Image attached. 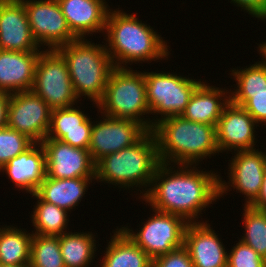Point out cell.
Listing matches in <instances>:
<instances>
[{
  "mask_svg": "<svg viewBox=\"0 0 266 267\" xmlns=\"http://www.w3.org/2000/svg\"><path fill=\"white\" fill-rule=\"evenodd\" d=\"M169 165L158 164L151 183L154 187L148 188L141 198L152 210L180 215L188 223H195L199 213L220 198V176L211 171H198L192 165H178L180 170L176 172Z\"/></svg>",
  "mask_w": 266,
  "mask_h": 267,
  "instance_id": "6da1fadb",
  "label": "cell"
},
{
  "mask_svg": "<svg viewBox=\"0 0 266 267\" xmlns=\"http://www.w3.org/2000/svg\"><path fill=\"white\" fill-rule=\"evenodd\" d=\"M161 163L197 165L200 159L219 154L216 126L169 116L160 119L153 127Z\"/></svg>",
  "mask_w": 266,
  "mask_h": 267,
  "instance_id": "7a4b0ae2",
  "label": "cell"
},
{
  "mask_svg": "<svg viewBox=\"0 0 266 267\" xmlns=\"http://www.w3.org/2000/svg\"><path fill=\"white\" fill-rule=\"evenodd\" d=\"M105 31L109 44H106V51L115 67H127L130 62L137 64L140 61L168 59L169 46L166 41L134 14H127L119 8L110 10Z\"/></svg>",
  "mask_w": 266,
  "mask_h": 267,
  "instance_id": "3957f363",
  "label": "cell"
},
{
  "mask_svg": "<svg viewBox=\"0 0 266 267\" xmlns=\"http://www.w3.org/2000/svg\"><path fill=\"white\" fill-rule=\"evenodd\" d=\"M159 163L156 137L148 131L134 145L100 159L95 164V179L125 189L151 187Z\"/></svg>",
  "mask_w": 266,
  "mask_h": 267,
  "instance_id": "277c9868",
  "label": "cell"
},
{
  "mask_svg": "<svg viewBox=\"0 0 266 267\" xmlns=\"http://www.w3.org/2000/svg\"><path fill=\"white\" fill-rule=\"evenodd\" d=\"M77 39L57 51L68 65L69 75L77 97L87 96L97 105L103 98L112 72L113 62L106 45Z\"/></svg>",
  "mask_w": 266,
  "mask_h": 267,
  "instance_id": "5b68a950",
  "label": "cell"
},
{
  "mask_svg": "<svg viewBox=\"0 0 266 267\" xmlns=\"http://www.w3.org/2000/svg\"><path fill=\"white\" fill-rule=\"evenodd\" d=\"M96 106L103 115L131 119L142 124L148 131L153 130L152 120H146L143 116L150 114L143 72L127 67H114L104 96Z\"/></svg>",
  "mask_w": 266,
  "mask_h": 267,
  "instance_id": "8992f818",
  "label": "cell"
},
{
  "mask_svg": "<svg viewBox=\"0 0 266 267\" xmlns=\"http://www.w3.org/2000/svg\"><path fill=\"white\" fill-rule=\"evenodd\" d=\"M32 91L53 109L75 105L78 97L66 60L57 50H43L36 63Z\"/></svg>",
  "mask_w": 266,
  "mask_h": 267,
  "instance_id": "52a82bcc",
  "label": "cell"
},
{
  "mask_svg": "<svg viewBox=\"0 0 266 267\" xmlns=\"http://www.w3.org/2000/svg\"><path fill=\"white\" fill-rule=\"evenodd\" d=\"M144 75L150 113L160 114L162 117L152 119L154 120L153 127L160 119L181 116L191 95L201 83L199 80L173 75L169 72H144Z\"/></svg>",
  "mask_w": 266,
  "mask_h": 267,
  "instance_id": "ba28073f",
  "label": "cell"
},
{
  "mask_svg": "<svg viewBox=\"0 0 266 267\" xmlns=\"http://www.w3.org/2000/svg\"><path fill=\"white\" fill-rule=\"evenodd\" d=\"M155 214L149 218L139 232L135 233L126 227L121 229L148 256L155 258L184 246V233L188 222L180 215L153 210Z\"/></svg>",
  "mask_w": 266,
  "mask_h": 267,
  "instance_id": "9c48e42d",
  "label": "cell"
},
{
  "mask_svg": "<svg viewBox=\"0 0 266 267\" xmlns=\"http://www.w3.org/2000/svg\"><path fill=\"white\" fill-rule=\"evenodd\" d=\"M27 12L32 35L39 46L57 50L77 40L70 31L57 0H21Z\"/></svg>",
  "mask_w": 266,
  "mask_h": 267,
  "instance_id": "30bf717a",
  "label": "cell"
},
{
  "mask_svg": "<svg viewBox=\"0 0 266 267\" xmlns=\"http://www.w3.org/2000/svg\"><path fill=\"white\" fill-rule=\"evenodd\" d=\"M52 109L32 90L10 94L7 127L41 143L50 127Z\"/></svg>",
  "mask_w": 266,
  "mask_h": 267,
  "instance_id": "8fae6325",
  "label": "cell"
},
{
  "mask_svg": "<svg viewBox=\"0 0 266 267\" xmlns=\"http://www.w3.org/2000/svg\"><path fill=\"white\" fill-rule=\"evenodd\" d=\"M102 117L103 120L92 126L88 149L95 164L108 154L134 145L148 132L142 124L131 119Z\"/></svg>",
  "mask_w": 266,
  "mask_h": 267,
  "instance_id": "7c38bea8",
  "label": "cell"
},
{
  "mask_svg": "<svg viewBox=\"0 0 266 267\" xmlns=\"http://www.w3.org/2000/svg\"><path fill=\"white\" fill-rule=\"evenodd\" d=\"M229 163V182L219 177V197L227 193L230 186L246 195L244 205L250 206L259 196L266 173V153L254 150L235 152ZM230 185V186H229Z\"/></svg>",
  "mask_w": 266,
  "mask_h": 267,
  "instance_id": "4fadbf2b",
  "label": "cell"
},
{
  "mask_svg": "<svg viewBox=\"0 0 266 267\" xmlns=\"http://www.w3.org/2000/svg\"><path fill=\"white\" fill-rule=\"evenodd\" d=\"M41 145L46 155V175L50 178H95V163L89 150L60 140L45 138Z\"/></svg>",
  "mask_w": 266,
  "mask_h": 267,
  "instance_id": "5bb4252c",
  "label": "cell"
},
{
  "mask_svg": "<svg viewBox=\"0 0 266 267\" xmlns=\"http://www.w3.org/2000/svg\"><path fill=\"white\" fill-rule=\"evenodd\" d=\"M257 122L239 105L229 101L216 125V141L219 152L226 150H254Z\"/></svg>",
  "mask_w": 266,
  "mask_h": 267,
  "instance_id": "9a60e30c",
  "label": "cell"
},
{
  "mask_svg": "<svg viewBox=\"0 0 266 267\" xmlns=\"http://www.w3.org/2000/svg\"><path fill=\"white\" fill-rule=\"evenodd\" d=\"M34 39L21 0H0V49L42 52Z\"/></svg>",
  "mask_w": 266,
  "mask_h": 267,
  "instance_id": "2e32d148",
  "label": "cell"
},
{
  "mask_svg": "<svg viewBox=\"0 0 266 267\" xmlns=\"http://www.w3.org/2000/svg\"><path fill=\"white\" fill-rule=\"evenodd\" d=\"M217 236L206 221L187 224L184 247L194 267H227L228 253Z\"/></svg>",
  "mask_w": 266,
  "mask_h": 267,
  "instance_id": "e0dca14e",
  "label": "cell"
},
{
  "mask_svg": "<svg viewBox=\"0 0 266 267\" xmlns=\"http://www.w3.org/2000/svg\"><path fill=\"white\" fill-rule=\"evenodd\" d=\"M72 34L77 39L103 32L109 13L105 0H57Z\"/></svg>",
  "mask_w": 266,
  "mask_h": 267,
  "instance_id": "ac0fdd59",
  "label": "cell"
},
{
  "mask_svg": "<svg viewBox=\"0 0 266 267\" xmlns=\"http://www.w3.org/2000/svg\"><path fill=\"white\" fill-rule=\"evenodd\" d=\"M40 53L0 49V92L12 94L32 90Z\"/></svg>",
  "mask_w": 266,
  "mask_h": 267,
  "instance_id": "d6986e66",
  "label": "cell"
},
{
  "mask_svg": "<svg viewBox=\"0 0 266 267\" xmlns=\"http://www.w3.org/2000/svg\"><path fill=\"white\" fill-rule=\"evenodd\" d=\"M1 171L8 174L16 187L34 194L46 177V155L43 146L41 143H33L5 164Z\"/></svg>",
  "mask_w": 266,
  "mask_h": 267,
  "instance_id": "ffe728a7",
  "label": "cell"
},
{
  "mask_svg": "<svg viewBox=\"0 0 266 267\" xmlns=\"http://www.w3.org/2000/svg\"><path fill=\"white\" fill-rule=\"evenodd\" d=\"M223 89L201 82L191 95L182 117L186 120L216 126L230 96ZM226 94V96H223ZM224 97V98H222ZM222 100V101H221ZM224 101V102H223Z\"/></svg>",
  "mask_w": 266,
  "mask_h": 267,
  "instance_id": "44dd1931",
  "label": "cell"
},
{
  "mask_svg": "<svg viewBox=\"0 0 266 267\" xmlns=\"http://www.w3.org/2000/svg\"><path fill=\"white\" fill-rule=\"evenodd\" d=\"M92 179L95 178L55 179L46 175L35 194L41 200L55 204L68 212L80 204L79 201L81 202Z\"/></svg>",
  "mask_w": 266,
  "mask_h": 267,
  "instance_id": "7402d4cb",
  "label": "cell"
},
{
  "mask_svg": "<svg viewBox=\"0 0 266 267\" xmlns=\"http://www.w3.org/2000/svg\"><path fill=\"white\" fill-rule=\"evenodd\" d=\"M111 237L100 267H152V259L121 228Z\"/></svg>",
  "mask_w": 266,
  "mask_h": 267,
  "instance_id": "603a6c76",
  "label": "cell"
},
{
  "mask_svg": "<svg viewBox=\"0 0 266 267\" xmlns=\"http://www.w3.org/2000/svg\"><path fill=\"white\" fill-rule=\"evenodd\" d=\"M92 232H66L59 236V245L65 267H89L96 249Z\"/></svg>",
  "mask_w": 266,
  "mask_h": 267,
  "instance_id": "cb8c5ba5",
  "label": "cell"
},
{
  "mask_svg": "<svg viewBox=\"0 0 266 267\" xmlns=\"http://www.w3.org/2000/svg\"><path fill=\"white\" fill-rule=\"evenodd\" d=\"M33 234L14 226L0 228V264L29 265Z\"/></svg>",
  "mask_w": 266,
  "mask_h": 267,
  "instance_id": "d4e9b609",
  "label": "cell"
},
{
  "mask_svg": "<svg viewBox=\"0 0 266 267\" xmlns=\"http://www.w3.org/2000/svg\"><path fill=\"white\" fill-rule=\"evenodd\" d=\"M232 76L238 86L229 96L236 105L242 106L250 98V93L266 92V64L262 60L245 69L234 68Z\"/></svg>",
  "mask_w": 266,
  "mask_h": 267,
  "instance_id": "484cf974",
  "label": "cell"
},
{
  "mask_svg": "<svg viewBox=\"0 0 266 267\" xmlns=\"http://www.w3.org/2000/svg\"><path fill=\"white\" fill-rule=\"evenodd\" d=\"M32 196L38 199L31 219L36 230L33 234L60 236L66 233L68 212L55 204L41 200L35 193Z\"/></svg>",
  "mask_w": 266,
  "mask_h": 267,
  "instance_id": "4316f807",
  "label": "cell"
},
{
  "mask_svg": "<svg viewBox=\"0 0 266 267\" xmlns=\"http://www.w3.org/2000/svg\"><path fill=\"white\" fill-rule=\"evenodd\" d=\"M29 266L65 267L59 245V236L33 234Z\"/></svg>",
  "mask_w": 266,
  "mask_h": 267,
  "instance_id": "83f0119b",
  "label": "cell"
},
{
  "mask_svg": "<svg viewBox=\"0 0 266 267\" xmlns=\"http://www.w3.org/2000/svg\"><path fill=\"white\" fill-rule=\"evenodd\" d=\"M245 234L241 241L253 248L266 261V213L251 206H244Z\"/></svg>",
  "mask_w": 266,
  "mask_h": 267,
  "instance_id": "f1b7e54d",
  "label": "cell"
},
{
  "mask_svg": "<svg viewBox=\"0 0 266 267\" xmlns=\"http://www.w3.org/2000/svg\"><path fill=\"white\" fill-rule=\"evenodd\" d=\"M34 142L9 127L0 129V169L11 159L27 150Z\"/></svg>",
  "mask_w": 266,
  "mask_h": 267,
  "instance_id": "f546056e",
  "label": "cell"
},
{
  "mask_svg": "<svg viewBox=\"0 0 266 267\" xmlns=\"http://www.w3.org/2000/svg\"><path fill=\"white\" fill-rule=\"evenodd\" d=\"M90 119L91 118L87 117L83 121V129L49 130L46 138L60 140L61 142L69 144L73 147L88 150L93 126V122Z\"/></svg>",
  "mask_w": 266,
  "mask_h": 267,
  "instance_id": "4dcf8cb0",
  "label": "cell"
},
{
  "mask_svg": "<svg viewBox=\"0 0 266 267\" xmlns=\"http://www.w3.org/2000/svg\"><path fill=\"white\" fill-rule=\"evenodd\" d=\"M74 106L57 108L51 111L49 130L83 129V121L87 116Z\"/></svg>",
  "mask_w": 266,
  "mask_h": 267,
  "instance_id": "1f68e13d",
  "label": "cell"
},
{
  "mask_svg": "<svg viewBox=\"0 0 266 267\" xmlns=\"http://www.w3.org/2000/svg\"><path fill=\"white\" fill-rule=\"evenodd\" d=\"M227 267H266V261L241 240L228 253Z\"/></svg>",
  "mask_w": 266,
  "mask_h": 267,
  "instance_id": "d6a6232c",
  "label": "cell"
},
{
  "mask_svg": "<svg viewBox=\"0 0 266 267\" xmlns=\"http://www.w3.org/2000/svg\"><path fill=\"white\" fill-rule=\"evenodd\" d=\"M152 267H194L189 251L183 246L152 260Z\"/></svg>",
  "mask_w": 266,
  "mask_h": 267,
  "instance_id": "836d02e7",
  "label": "cell"
},
{
  "mask_svg": "<svg viewBox=\"0 0 266 267\" xmlns=\"http://www.w3.org/2000/svg\"><path fill=\"white\" fill-rule=\"evenodd\" d=\"M257 122L266 124V92L250 93V98L242 105Z\"/></svg>",
  "mask_w": 266,
  "mask_h": 267,
  "instance_id": "e575fe53",
  "label": "cell"
},
{
  "mask_svg": "<svg viewBox=\"0 0 266 267\" xmlns=\"http://www.w3.org/2000/svg\"><path fill=\"white\" fill-rule=\"evenodd\" d=\"M234 5L242 7L241 9L249 12L252 17L259 18L261 20L266 19V0H231Z\"/></svg>",
  "mask_w": 266,
  "mask_h": 267,
  "instance_id": "d590c367",
  "label": "cell"
},
{
  "mask_svg": "<svg viewBox=\"0 0 266 267\" xmlns=\"http://www.w3.org/2000/svg\"><path fill=\"white\" fill-rule=\"evenodd\" d=\"M10 94L0 92V129L7 126V107Z\"/></svg>",
  "mask_w": 266,
  "mask_h": 267,
  "instance_id": "8d00e7d4",
  "label": "cell"
},
{
  "mask_svg": "<svg viewBox=\"0 0 266 267\" xmlns=\"http://www.w3.org/2000/svg\"><path fill=\"white\" fill-rule=\"evenodd\" d=\"M251 207L264 210L266 208V173L258 198L250 205Z\"/></svg>",
  "mask_w": 266,
  "mask_h": 267,
  "instance_id": "74e56055",
  "label": "cell"
},
{
  "mask_svg": "<svg viewBox=\"0 0 266 267\" xmlns=\"http://www.w3.org/2000/svg\"><path fill=\"white\" fill-rule=\"evenodd\" d=\"M263 44H260L259 45V54H261L262 56V60L263 62L266 64V41L265 42H262Z\"/></svg>",
  "mask_w": 266,
  "mask_h": 267,
  "instance_id": "f35d334b",
  "label": "cell"
},
{
  "mask_svg": "<svg viewBox=\"0 0 266 267\" xmlns=\"http://www.w3.org/2000/svg\"><path fill=\"white\" fill-rule=\"evenodd\" d=\"M0 267H30L29 265H4L0 264Z\"/></svg>",
  "mask_w": 266,
  "mask_h": 267,
  "instance_id": "ab89813d",
  "label": "cell"
}]
</instances>
